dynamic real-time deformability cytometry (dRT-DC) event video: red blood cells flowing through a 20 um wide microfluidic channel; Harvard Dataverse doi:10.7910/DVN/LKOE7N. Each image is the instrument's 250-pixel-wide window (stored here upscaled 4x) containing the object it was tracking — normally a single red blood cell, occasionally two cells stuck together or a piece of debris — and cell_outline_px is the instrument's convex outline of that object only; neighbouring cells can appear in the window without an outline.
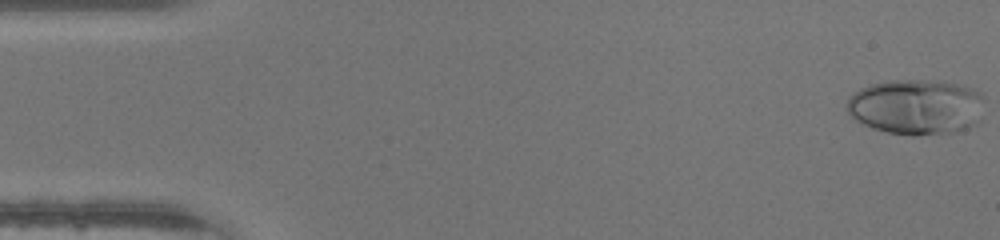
{"species": "human", "species_latin": "Homo sapiens", "temperature_condition": "warm", "stored_images_in_passage": 9, "camera_frame_rate_fps": 3000, "um_per_image_px": 0.085, "donor": {"sex": "male"}, "frame": {"image": 1, "passage_image": 1, "time_ms": 0.0, "image_size_px": [1000, 240], "cell_outline_px": [[984, 100], [980, 120], [976, 124], [968, 128], [956, 132], [912, 136], [888, 132], [872, 128], [856, 120], [848, 112], [848, 96], [852, 92], [860, 88], [872, 84], [888, 80], [944, 80], [972, 88], [980, 92], [984, 96]], "centroid_in_image_um": [77.92, 9.07], "position_along_channel_um": 7.1, "area_um2": 45.03}}